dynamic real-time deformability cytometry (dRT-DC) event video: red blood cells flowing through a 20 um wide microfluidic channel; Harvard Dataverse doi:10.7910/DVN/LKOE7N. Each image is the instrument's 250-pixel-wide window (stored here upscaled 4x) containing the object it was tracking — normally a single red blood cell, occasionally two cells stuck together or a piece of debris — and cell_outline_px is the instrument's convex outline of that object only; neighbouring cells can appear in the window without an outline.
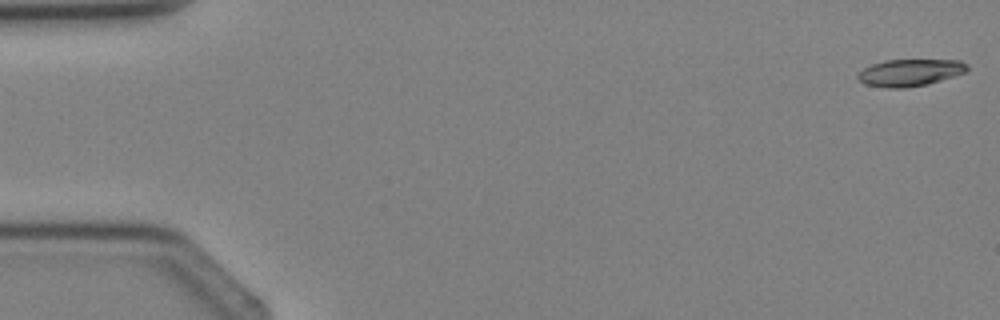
{"species": "Egyptian fruit bat (a non-hibernating species)", "species_latin": "Rousettus aegyptiacus", "temperature_condition": "cold", "stored_images_in_passage": 4, "camera_frame_rate_fps": 3000, "um_per_image_px": 0.085, "animal": {"sex": "female"}, "frame": {"image": 1, "passage_image": 1, "time_ms": 0.0, "image_size_px": [1000, 320], "cell_outline_px": [[968, 72], [928, 84], [904, 88], [888, 88], [864, 84], [856, 76], [864, 68], [872, 64], [884, 60], [960, 60], [968, 64]], "centroid_in_image_um": [77.38, 6.17], "position_along_channel_um": 7.6, "area_um2": 17.28}}